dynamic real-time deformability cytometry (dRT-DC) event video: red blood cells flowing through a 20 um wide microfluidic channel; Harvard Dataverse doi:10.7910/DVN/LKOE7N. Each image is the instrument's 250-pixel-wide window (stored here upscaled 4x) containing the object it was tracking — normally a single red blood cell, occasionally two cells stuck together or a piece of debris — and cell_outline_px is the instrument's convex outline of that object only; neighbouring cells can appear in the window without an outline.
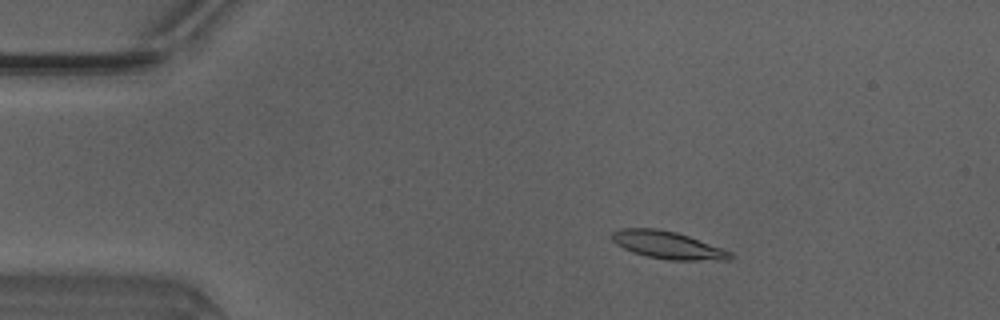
{"species": "Egyptian fruit bat (a non-hibernating species)", "species_latin": "Rousettus aegyptiacus", "temperature_condition": "warm", "stored_images_in_passage": 49, "camera_frame_rate_fps": 3000, "um_per_image_px": 0.085, "animal": {"sex": "male"}, "frame": {"image": 1, "passage_image": 8, "time_ms": 2.333, "image_size_px": [1000, 320], "cell_outline_px": [[732, 260], [668, 260], [644, 256], [632, 252], [616, 244], [612, 240], [612, 232], [620, 228], [656, 228], [676, 232], [724, 248], [732, 252]], "centroid_in_image_um": [56.77, 20.83], "position_along_channel_um": 28.2, "area_um2": 19.13}}
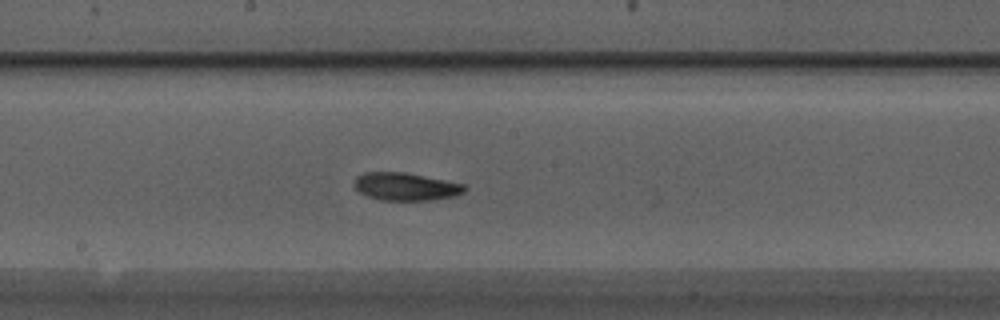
{"frame": {"image": 2, "passage_image": 26, "time_ms": 8.333, "image_size_px": [1000, 320], "cell_outline_px": [[468, 188], [464, 192], [456, 196], [428, 200], [380, 200], [368, 196], [360, 192], [352, 184], [356, 176], [364, 172], [404, 172], [464, 184]], "centroid_in_image_um": [34.47, 15.86], "position_along_channel_um": 213.7, "area_um2": 17.86}}
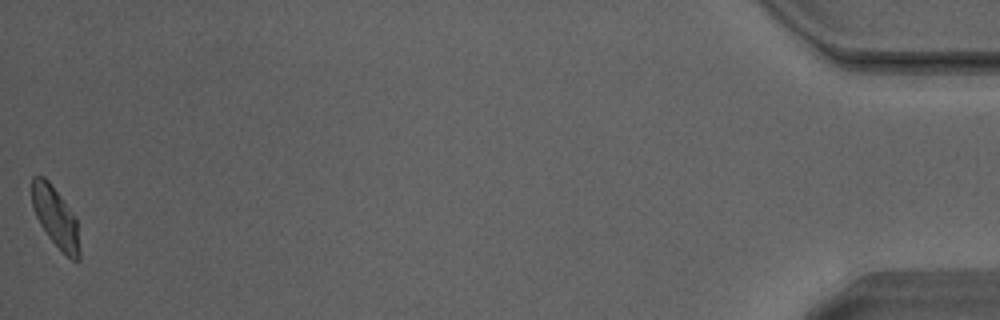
{"frame": {"image": 3, "passage_image": 49, "time_ms": 16.0, "image_size_px": [1000, 320], "cell_outline_px": [[80, 260], [72, 260], [48, 236], [40, 224], [36, 216], [32, 204], [32, 176], [44, 176], [48, 180], [76, 216], [80, 248]], "centroid_in_image_um": [4.73, 18.45], "position_along_channel_um": 430.5, "area_um2": 16.59}, "authors_computed_cell_mechanics": {"area_um2": 17.8024, "velocity_mm_per_s": 4.1452, "shape_relaxation_time_tau1_ms": 4.0894, "shape_relaxation_time_tau2_ms": 4.138, "deformation_change_tau1": 0.1673, "deformation_change_tau2": 0.0813}}